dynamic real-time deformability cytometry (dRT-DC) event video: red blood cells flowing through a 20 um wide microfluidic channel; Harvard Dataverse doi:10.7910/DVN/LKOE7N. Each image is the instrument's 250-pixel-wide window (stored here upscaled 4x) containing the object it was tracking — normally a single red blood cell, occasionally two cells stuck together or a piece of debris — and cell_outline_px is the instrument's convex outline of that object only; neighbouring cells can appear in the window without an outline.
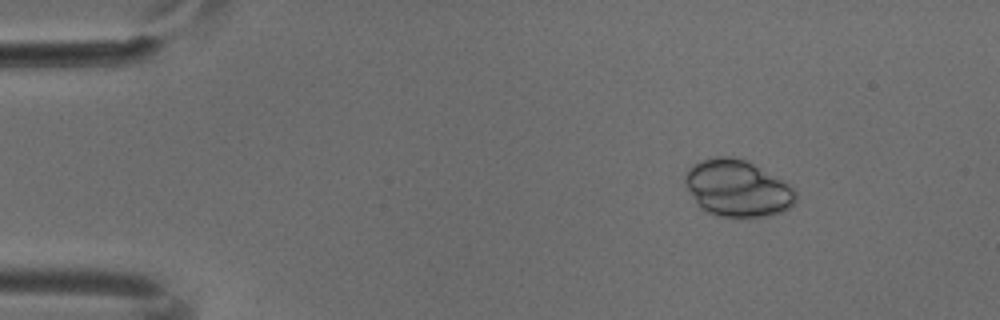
{"species": "common noctule bat (a hibernating species)", "species_latin": "Nyctalus noctula", "temperature_condition": "cold", "stored_images_in_passage": 3, "camera_frame_rate_fps": 3000, "um_per_image_px": 0.085, "animal": {"sex": "male", "body_mass_g": 18.8}, "frame": {"image": 1, "passage_image": 2, "time_ms": 0.333, "image_size_px": [1000, 320], "cell_outline_px": [[796, 200], [784, 212], [768, 216], [720, 216], [704, 212], [696, 204], [684, 180], [684, 176], [688, 168], [692, 164], [700, 160], [716, 156], [728, 156], [744, 160], [752, 164], [788, 184], [796, 192]], "centroid_in_image_um": [62.63, 16.01], "position_along_channel_um": 22.4, "area_um2": 36.24}}